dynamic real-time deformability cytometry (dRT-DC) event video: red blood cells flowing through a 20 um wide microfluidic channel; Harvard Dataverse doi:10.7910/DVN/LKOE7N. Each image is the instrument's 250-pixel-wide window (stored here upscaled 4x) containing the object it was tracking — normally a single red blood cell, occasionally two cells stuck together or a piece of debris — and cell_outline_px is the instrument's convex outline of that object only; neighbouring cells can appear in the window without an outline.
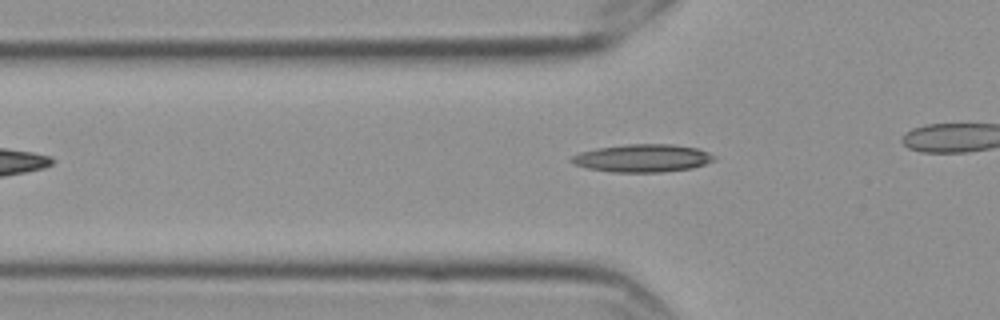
{"species": "Egyptian fruit bat (a non-hibernating species)", "species_latin": "Rousettus aegyptiacus", "temperature_condition": "cold", "stored_images_in_passage": 39, "camera_frame_rate_fps": 3000, "um_per_image_px": 0.085, "frame": {"image": 1, "passage_image": 12, "time_ms": 3.667, "image_size_px": [1000, 320], "cell_outline_px": [[716, 160], [692, 168], [660, 172], [612, 172], [588, 168], [572, 164], [568, 160], [572, 156], [580, 152], [596, 148], [628, 144], [672, 144], [696, 148], [708, 152], [716, 156]], "centroid_in_image_um": [54.6, 13.44], "position_along_channel_um": 71.2, "area_um2": 23.18}}
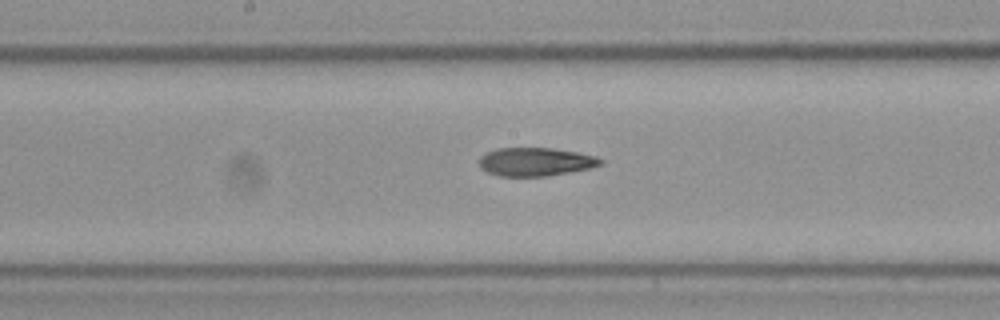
{"frame": {"image": 2, "passage_image": 23, "time_ms": 7.333, "image_size_px": [1000, 320], "cell_outline_px": [[604, 164], [588, 168], [548, 176], [500, 176], [488, 172], [480, 168], [480, 156], [496, 148], [552, 148], [576, 152], [596, 156], [604, 160]], "centroid_in_image_um": [45.53, 13.75], "position_along_channel_um": 202.7, "area_um2": 20.0}}
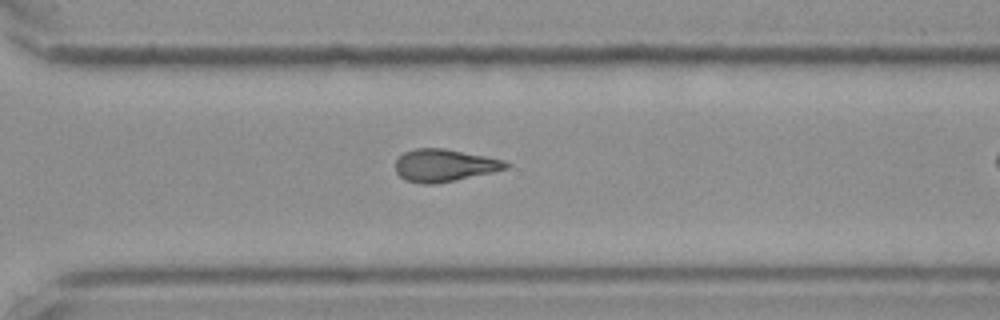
{"frame": {"image": 3, "passage_image": 34, "time_ms": 11.0, "image_size_px": [1000, 320], "cell_outline_px": [[512, 164], [508, 168], [492, 172], [436, 184], [420, 184], [408, 180], [400, 176], [396, 172], [396, 160], [404, 152], [416, 148], [444, 148], [504, 160]], "centroid_in_image_um": [37.78, 14.05], "position_along_channel_um": 332.8, "area_um2": 20.75}}